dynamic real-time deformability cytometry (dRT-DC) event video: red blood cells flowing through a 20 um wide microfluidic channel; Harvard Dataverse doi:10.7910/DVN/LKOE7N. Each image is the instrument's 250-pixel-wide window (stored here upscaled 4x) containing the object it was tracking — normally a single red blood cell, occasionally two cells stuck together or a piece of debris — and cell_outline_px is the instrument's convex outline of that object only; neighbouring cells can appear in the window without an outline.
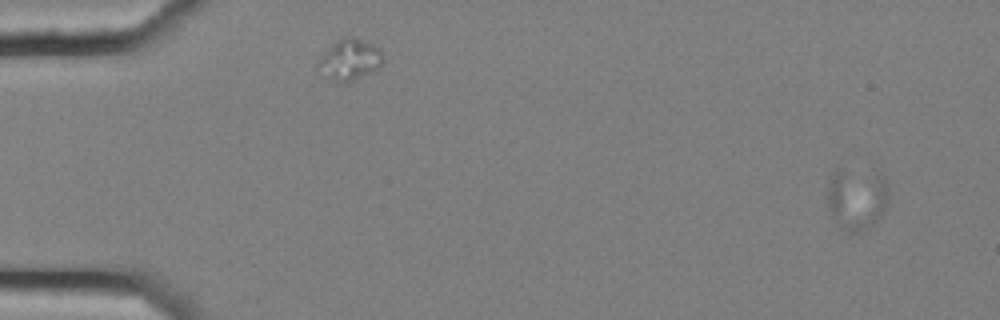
{"species": "common noctule bat (a hibernating species)", "species_latin": "Nyctalus noctula", "temperature_condition": "cold", "stored_images_in_passage": 6, "camera_frame_rate_fps": 3000, "um_per_image_px": 0.085, "animal": {"sex": "female", "body_mass_g": 25.1}, "frame": {"image": 1, "passage_image": 2, "time_ms": 0.333, "image_size_px": [1000, 320], "cell_outline_px": [[888, 196], [884, 208], [880, 216], [872, 224], [856, 232], [848, 232], [840, 228], [832, 216], [828, 208], [828, 184], [832, 172], [836, 168], [840, 168], [880, 172], [884, 176], [888, 188]], "centroid_in_image_um": [72.8, 16.82], "position_along_channel_um": 12.2, "area_um2": 22.37}}